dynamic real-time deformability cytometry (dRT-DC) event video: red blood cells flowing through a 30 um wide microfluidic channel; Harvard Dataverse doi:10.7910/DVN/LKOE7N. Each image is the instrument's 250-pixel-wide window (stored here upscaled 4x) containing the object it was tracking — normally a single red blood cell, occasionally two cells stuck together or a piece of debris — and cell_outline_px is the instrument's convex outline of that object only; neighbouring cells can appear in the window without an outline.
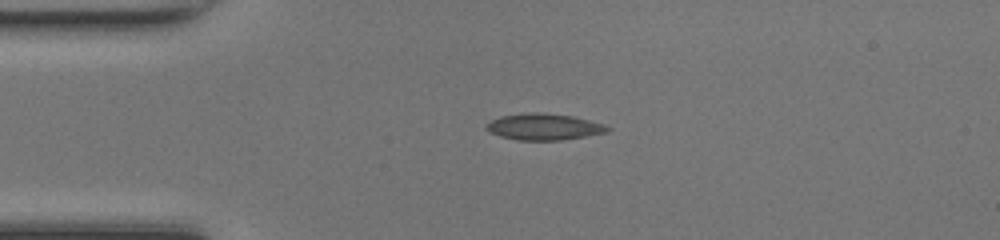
{"species": "common noctule bat (a hibernating species)", "species_latin": "Nyctalus noctula", "temperature_condition": "room temperature", "stored_images_in_passage": 38, "camera_frame_rate_fps": 3000, "um_per_image_px": 0.085, "animal": {"sex": "female", "body_mass_g": 17.0, "forearm_length_mm": 48.0}, "frame": {"image": 1, "passage_image": 1, "time_ms": 0.0, "image_size_px": [1000, 240], "cell_outline_px": [[612, 128], [608, 132], [560, 140], [516, 140], [500, 136], [488, 132], [484, 128], [492, 120], [500, 116], [536, 112], [572, 116], [604, 124]], "centroid_in_image_um": [46.22, 10.79], "position_along_channel_um": 38.8, "area_um2": 18.44}}
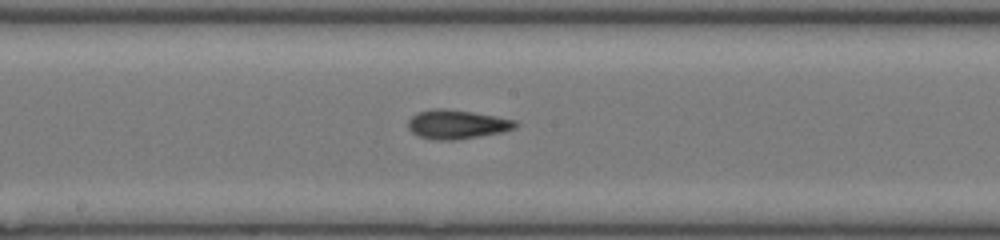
{"frame": {"image": 2, "passage_image": 15, "time_ms": 4.667, "image_size_px": [1000, 240], "cell_outline_px": [[520, 124], [516, 128], [500, 132], [456, 140], [436, 140], [420, 136], [412, 132], [408, 128], [408, 120], [416, 112], [432, 108], [444, 108], [472, 112], [516, 120]], "centroid_in_image_um": [38.82, 10.56], "position_along_channel_um": 209.4, "area_um2": 18.15}}
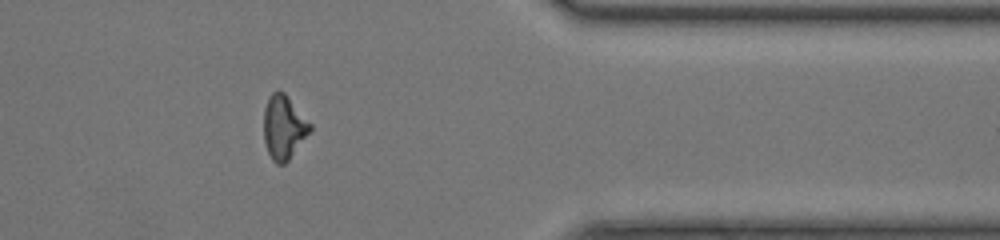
{"frame": {"image": 3, "passage_image": 29, "time_ms": 9.333, "image_size_px": [1000, 240], "cell_outline_px": [[312, 132], [288, 160], [284, 164], [276, 164], [272, 160], [268, 152], [264, 140], [264, 108], [268, 96], [272, 92], [284, 92], [312, 124]], "centroid_in_image_um": [24.14, 10.83], "position_along_channel_um": 387.3, "area_um2": 17.4}, "authors_computed_cell_mechanics": {"area_um2": 17.5134, "velocity_mm_per_s": 4.2502, "shape_relaxation_time_tau1_ms": 3.0495, "shape_relaxation_time_tau2_ms": 2.8084, "deformation_change_tau1": 0.1286, "deformation_change_tau2": 0.0848}}